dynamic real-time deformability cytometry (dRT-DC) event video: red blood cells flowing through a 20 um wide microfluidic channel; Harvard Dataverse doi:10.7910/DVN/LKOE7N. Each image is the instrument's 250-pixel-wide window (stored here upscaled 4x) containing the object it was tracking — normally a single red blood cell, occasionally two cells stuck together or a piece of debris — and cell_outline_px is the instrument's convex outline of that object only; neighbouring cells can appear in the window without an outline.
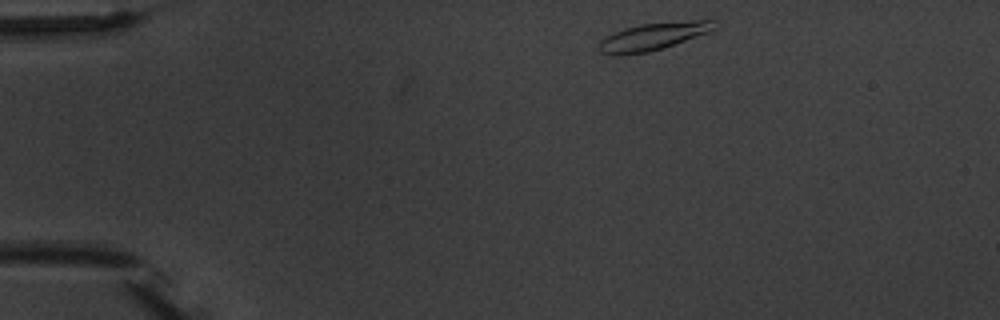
{"species": "common noctule bat (a hibernating species)", "species_latin": "Nyctalus noctula", "temperature_condition": "warm", "stored_images_in_passage": 3, "camera_frame_rate_fps": 3000, "um_per_image_px": 0.085, "animal": {"sex": "male", "body_mass_g": 20.1, "forearm_length_mm": 53.5}, "frame": {"image": 1, "passage_image": 1, "time_ms": 0.0, "image_size_px": [1000, 320], "cell_outline_px": [[720, 24], [716, 28], [708, 32], [664, 48], [648, 52], [620, 56], [612, 56], [600, 52], [600, 40], [624, 28], [640, 24], [696, 20], [716, 20]], "centroid_in_image_um": [55.55, 3.11], "position_along_channel_um": 29.5, "area_um2": 18.5}}